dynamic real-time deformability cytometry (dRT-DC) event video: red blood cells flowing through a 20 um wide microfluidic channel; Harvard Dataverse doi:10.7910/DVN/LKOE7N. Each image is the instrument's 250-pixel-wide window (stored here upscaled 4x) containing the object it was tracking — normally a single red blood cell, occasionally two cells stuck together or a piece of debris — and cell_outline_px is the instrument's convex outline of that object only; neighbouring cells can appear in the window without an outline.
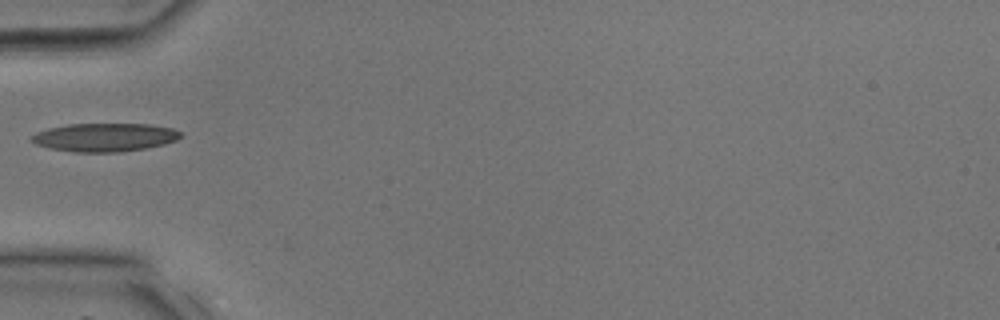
{"species": "common noctule bat (a hibernating species)", "species_latin": "Nyctalus noctula", "temperature_condition": "room temperature", "stored_images_in_passage": 26, "camera_frame_rate_fps": 3000, "um_per_image_px": 0.085, "animal": {"sex": "male", "body_mass_g": 17.9, "forearm_length_mm": 54.2}, "frame": {"image": 1, "passage_image": 1, "time_ms": 0.0, "image_size_px": [1000, 320], "cell_outline_px": [[180, 136], [176, 140], [164, 144], [144, 148], [120, 152], [72, 152], [48, 148], [36, 144], [28, 140], [28, 136], [36, 132], [48, 128], [68, 124], [152, 124], [172, 128], [180, 132]], "centroid_in_image_um": [8.82, 11.67], "position_along_channel_um": 76.2, "area_um2": 24.8}}
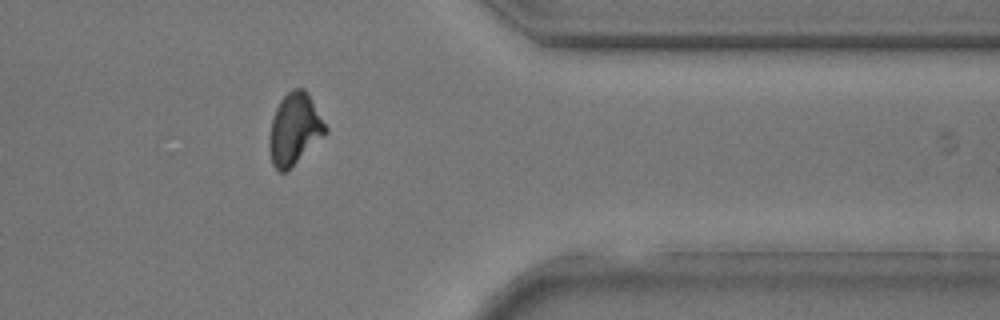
{"frame": {"image": 2, "passage_image": 19, "time_ms": 6.0, "image_size_px": [1000, 320], "cell_outline_px": [[328, 132], [288, 172], [280, 172], [272, 164], [268, 148], [268, 136], [272, 116], [280, 100], [292, 88], [304, 88], [308, 92], [328, 128]], "centroid_in_image_um": [25.02, 10.99], "position_along_channel_um": 386.4, "area_um2": 23.93}}
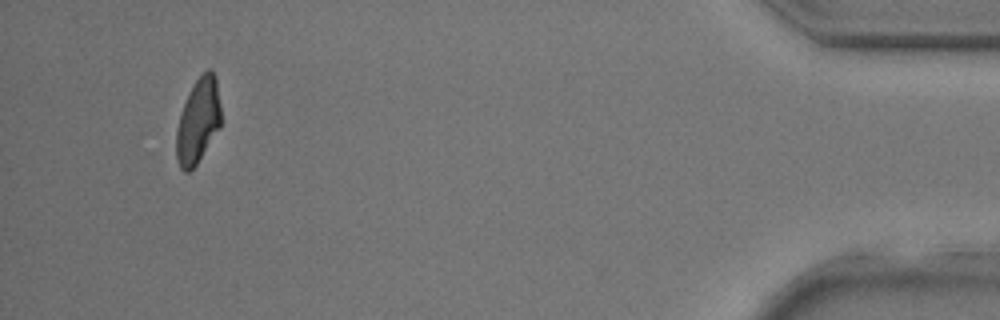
{"frame": {"image": 3, "passage_image": 24, "time_ms": 7.667, "image_size_px": [1000, 320], "cell_outline_px": [[220, 128], [196, 164], [188, 172], [184, 172], [180, 168], [176, 160], [176, 128], [184, 104], [196, 80], [208, 68], [212, 68], [216, 76], [220, 108]], "centroid_in_image_um": [16.84, 10.29], "position_along_channel_um": 418.4, "area_um2": 21.85}}